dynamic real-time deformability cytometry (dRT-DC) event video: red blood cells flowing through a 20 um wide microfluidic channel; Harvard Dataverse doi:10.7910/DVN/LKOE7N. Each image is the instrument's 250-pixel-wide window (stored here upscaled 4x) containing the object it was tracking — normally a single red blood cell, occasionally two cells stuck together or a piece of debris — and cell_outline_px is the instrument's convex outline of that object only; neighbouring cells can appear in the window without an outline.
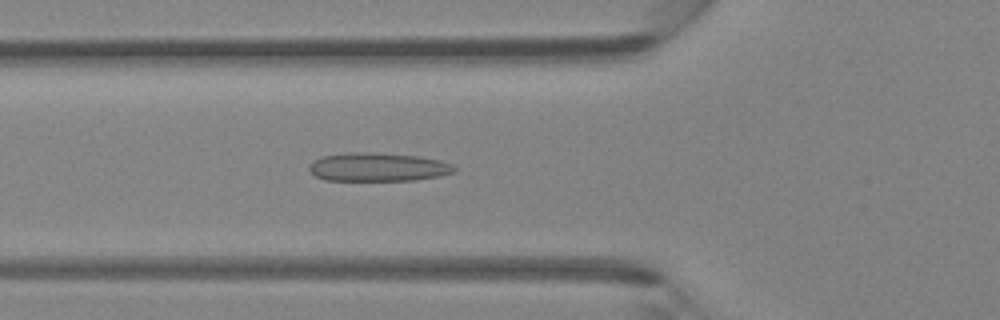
{"species": "Egyptian fruit bat (a non-hibernating species)", "species_latin": "Rousettus aegyptiacus", "temperature_condition": "room temperature", "stored_images_in_passage": 45, "camera_frame_rate_fps": 3000, "um_per_image_px": 0.085, "animal": {"sex": "female"}, "frame": {"image": 1, "passage_image": 16, "time_ms": 5.0, "image_size_px": [1000, 320], "cell_outline_px": [[456, 172], [440, 176], [416, 180], [324, 180], [316, 176], [308, 168], [312, 160], [320, 156], [352, 152], [372, 152], [420, 156], [440, 160], [452, 164], [456, 168]], "centroid_in_image_um": [32.14, 14.19], "position_along_channel_um": 93.7, "area_um2": 24.33}}
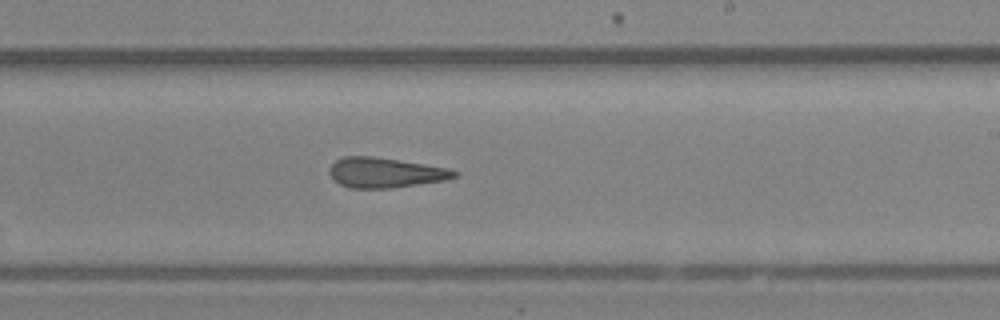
{"frame": {"image": 2, "passage_image": 27, "time_ms": 8.667, "image_size_px": [1000, 320], "cell_outline_px": [[456, 176], [448, 180], [392, 188], [352, 188], [340, 184], [328, 172], [332, 164], [336, 160], [344, 156], [372, 156], [448, 168], [456, 172]], "centroid_in_image_um": [32.74, 14.68], "position_along_channel_um": 256.3, "area_um2": 21.62}}
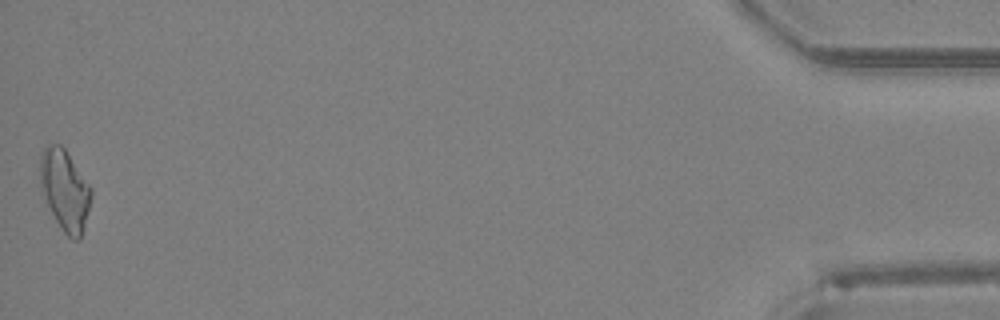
{"frame": {"image": 3, "passage_image": 45, "time_ms": 14.667, "image_size_px": [1000, 320], "cell_outline_px": [[92, 196], [80, 240], [72, 240], [64, 232], [56, 220], [48, 204], [40, 180], [40, 156], [44, 148], [48, 144], [60, 144], [64, 148], [92, 188]], "centroid_in_image_um": [5.53, 16.14], "position_along_channel_um": 429.7, "area_um2": 23.52}}